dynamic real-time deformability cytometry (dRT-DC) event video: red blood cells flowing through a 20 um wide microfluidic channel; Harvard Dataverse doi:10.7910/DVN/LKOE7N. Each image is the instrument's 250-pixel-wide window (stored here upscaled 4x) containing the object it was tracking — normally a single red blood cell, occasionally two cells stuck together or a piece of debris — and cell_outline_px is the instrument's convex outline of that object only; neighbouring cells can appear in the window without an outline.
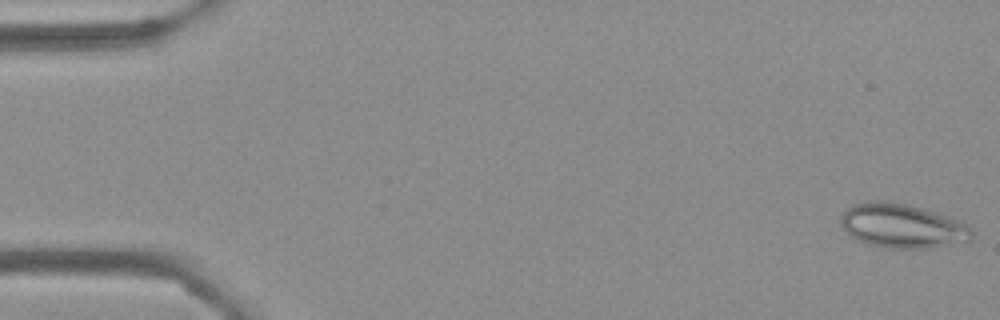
{"species": "Egyptian fruit bat (a non-hibernating species)", "species_latin": "Rousettus aegyptiacus", "temperature_condition": "cold", "stored_images_in_passage": 56, "camera_frame_rate_fps": 3000, "um_per_image_px": 0.085, "frame": {"image": 1, "passage_image": 1, "time_ms": 0.0, "image_size_px": [1000, 320], "cell_outline_px": [[972, 236], [968, 240], [932, 248], [888, 248], [868, 244], [852, 236], [840, 224], [840, 216], [852, 204], [864, 200], [884, 200], [908, 204], [924, 208], [960, 220], [968, 224], [972, 232]], "centroid_in_image_um": [76.68, 19.17], "position_along_channel_um": 8.3, "area_um2": 33.87}}
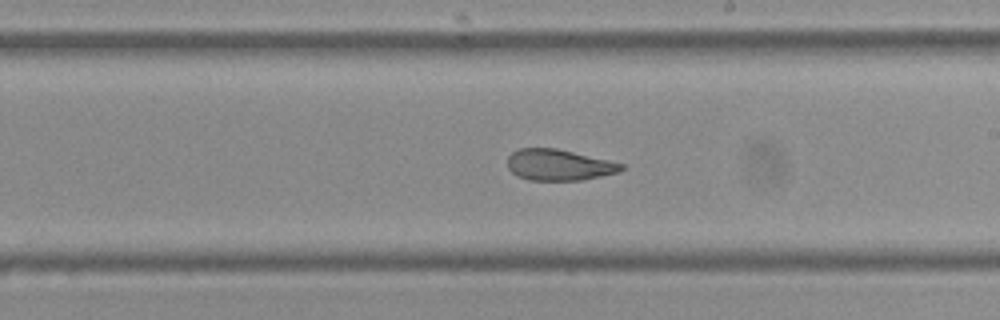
{"frame": {"image": 2, "passage_image": 32, "time_ms": 10.333, "image_size_px": [1000, 320], "cell_outline_px": [[628, 168], [620, 172], [580, 180], [528, 180], [516, 176], [508, 168], [508, 156], [512, 152], [520, 148], [556, 148], [608, 160], [624, 164]], "centroid_in_image_um": [47.52, 14.02], "position_along_channel_um": 241.5, "area_um2": 20.69}}
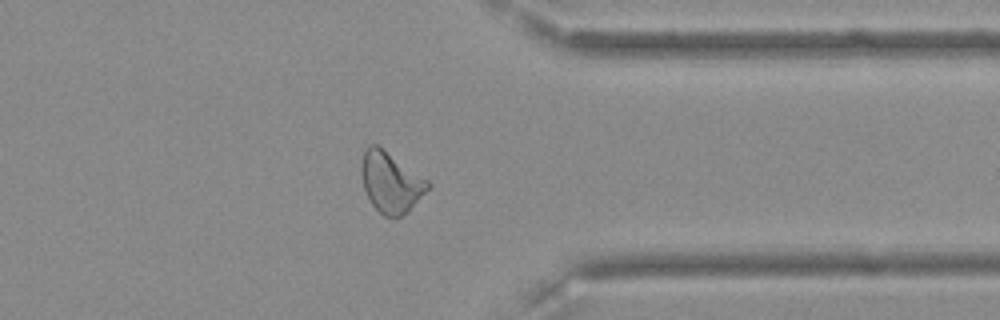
{"frame": {"image": 3, "passage_image": 44, "time_ms": 14.333, "image_size_px": [1000, 320], "cell_outline_px": [[432, 184], [408, 212], [400, 216], [384, 216], [372, 204], [364, 188], [360, 172], [360, 164], [364, 152], [368, 144], [376, 144], [428, 180]], "centroid_in_image_um": [33.2, 15.48], "position_along_channel_um": 378.2, "area_um2": 23.12}, "authors_computed_cell_mechanics": {"area_um2": 23.6691, "velocity_mm_per_s": 3.5902, "shape_relaxation_time_tau1_ms": 9.2874, "shape_relaxation_time_tau2_ms": 2.0244, "deformation_change_tau1": 0.1896, "deformation_change_tau2": 0.0836}}